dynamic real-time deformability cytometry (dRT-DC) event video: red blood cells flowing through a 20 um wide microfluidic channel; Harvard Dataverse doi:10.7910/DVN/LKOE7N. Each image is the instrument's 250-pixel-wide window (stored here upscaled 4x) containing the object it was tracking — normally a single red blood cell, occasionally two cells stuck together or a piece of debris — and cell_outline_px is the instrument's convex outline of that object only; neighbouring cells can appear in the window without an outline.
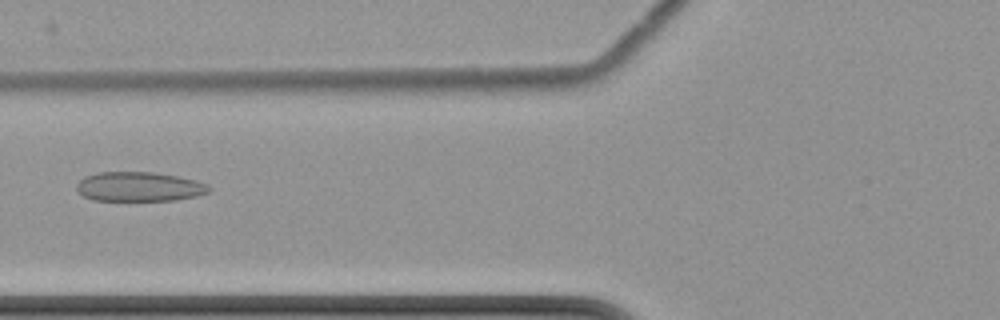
{"species": "common noctule bat (a hibernating species)", "species_latin": "Nyctalus noctula", "temperature_condition": "cold", "stored_images_in_passage": 6, "camera_frame_rate_fps": 3000, "um_per_image_px": 0.085, "animal": {"sex": "female", "body_mass_g": 22.7, "forearm_length_mm": 54.2}, "frame": {"image": 1, "passage_image": 3, "time_ms": 2.333, "image_size_px": [1000, 320], "cell_outline_px": [[212, 188], [208, 192], [196, 196], [176, 200], [92, 200], [76, 192], [76, 184], [84, 176], [96, 172], [152, 172], [176, 176], [196, 180], [208, 184]], "centroid_in_image_um": [11.8, 15.86], "position_along_channel_um": 114.0, "area_um2": 22.83}}
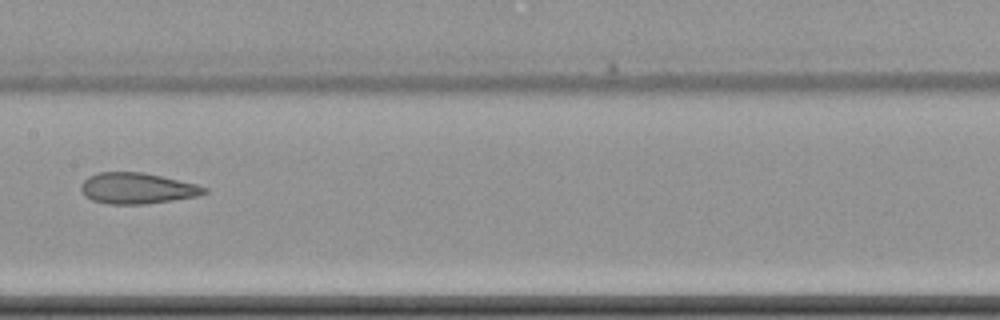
{"frame": {"image": 2, "passage_image": 5, "time_ms": 4.667, "image_size_px": [1000, 320], "cell_outline_px": [[208, 192], [200, 196], [144, 204], [108, 204], [92, 200], [84, 196], [80, 188], [80, 184], [88, 176], [100, 172], [144, 172], [196, 184], [208, 188]], "centroid_in_image_um": [11.65, 16.01], "position_along_channel_um": 195.7, "area_um2": 22.37}}
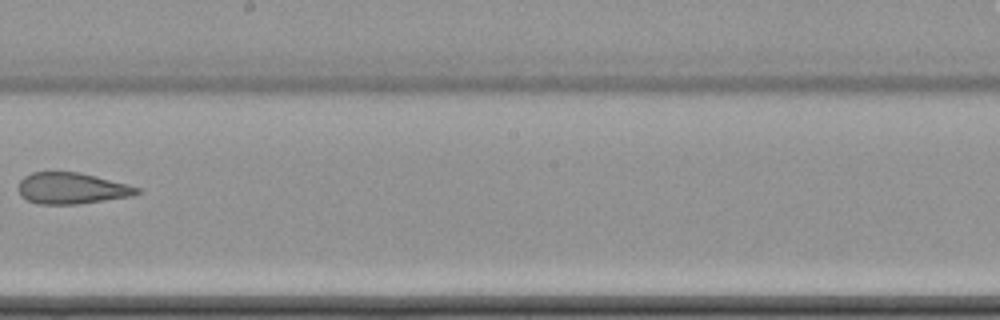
{"frame": {"image": 3, "passage_image": 6, "time_ms": 6.0, "image_size_px": [1000, 320], "cell_outline_px": [[140, 192], [132, 196], [76, 204], [40, 204], [28, 200], [20, 196], [16, 188], [20, 180], [24, 176], [32, 172], [80, 172], [128, 184], [140, 188]], "centroid_in_image_um": [6.06, 16.0], "position_along_channel_um": 242.1, "area_um2": 21.68}}